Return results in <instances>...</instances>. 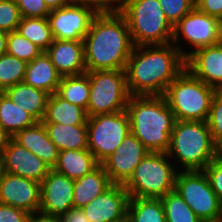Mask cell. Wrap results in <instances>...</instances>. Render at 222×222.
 <instances>
[{
  "instance_id": "4",
  "label": "cell",
  "mask_w": 222,
  "mask_h": 222,
  "mask_svg": "<svg viewBox=\"0 0 222 222\" xmlns=\"http://www.w3.org/2000/svg\"><path fill=\"white\" fill-rule=\"evenodd\" d=\"M166 153L178 162L176 167L182 166L179 171H192L204 170L221 150L214 144L206 121L176 120Z\"/></svg>"
},
{
  "instance_id": "24",
  "label": "cell",
  "mask_w": 222,
  "mask_h": 222,
  "mask_svg": "<svg viewBox=\"0 0 222 222\" xmlns=\"http://www.w3.org/2000/svg\"><path fill=\"white\" fill-rule=\"evenodd\" d=\"M4 93L11 101L29 112L37 121H42L49 94L25 83H18L6 89Z\"/></svg>"
},
{
  "instance_id": "48",
  "label": "cell",
  "mask_w": 222,
  "mask_h": 222,
  "mask_svg": "<svg viewBox=\"0 0 222 222\" xmlns=\"http://www.w3.org/2000/svg\"><path fill=\"white\" fill-rule=\"evenodd\" d=\"M116 222H131L130 219L125 216L122 220L116 221Z\"/></svg>"
},
{
  "instance_id": "18",
  "label": "cell",
  "mask_w": 222,
  "mask_h": 222,
  "mask_svg": "<svg viewBox=\"0 0 222 222\" xmlns=\"http://www.w3.org/2000/svg\"><path fill=\"white\" fill-rule=\"evenodd\" d=\"M186 69L217 91H222V42L192 52L185 59Z\"/></svg>"
},
{
  "instance_id": "5",
  "label": "cell",
  "mask_w": 222,
  "mask_h": 222,
  "mask_svg": "<svg viewBox=\"0 0 222 222\" xmlns=\"http://www.w3.org/2000/svg\"><path fill=\"white\" fill-rule=\"evenodd\" d=\"M216 92L185 68L166 88L163 97L175 120L206 121Z\"/></svg>"
},
{
  "instance_id": "15",
  "label": "cell",
  "mask_w": 222,
  "mask_h": 222,
  "mask_svg": "<svg viewBox=\"0 0 222 222\" xmlns=\"http://www.w3.org/2000/svg\"><path fill=\"white\" fill-rule=\"evenodd\" d=\"M41 184L35 180L3 172L0 179V204L39 213Z\"/></svg>"
},
{
  "instance_id": "31",
  "label": "cell",
  "mask_w": 222,
  "mask_h": 222,
  "mask_svg": "<svg viewBox=\"0 0 222 222\" xmlns=\"http://www.w3.org/2000/svg\"><path fill=\"white\" fill-rule=\"evenodd\" d=\"M166 222H203L175 190L161 198Z\"/></svg>"
},
{
  "instance_id": "36",
  "label": "cell",
  "mask_w": 222,
  "mask_h": 222,
  "mask_svg": "<svg viewBox=\"0 0 222 222\" xmlns=\"http://www.w3.org/2000/svg\"><path fill=\"white\" fill-rule=\"evenodd\" d=\"M21 18L16 0H0V31H16Z\"/></svg>"
},
{
  "instance_id": "29",
  "label": "cell",
  "mask_w": 222,
  "mask_h": 222,
  "mask_svg": "<svg viewBox=\"0 0 222 222\" xmlns=\"http://www.w3.org/2000/svg\"><path fill=\"white\" fill-rule=\"evenodd\" d=\"M56 93L64 100L87 110L90 98L88 72L62 77Z\"/></svg>"
},
{
  "instance_id": "32",
  "label": "cell",
  "mask_w": 222,
  "mask_h": 222,
  "mask_svg": "<svg viewBox=\"0 0 222 222\" xmlns=\"http://www.w3.org/2000/svg\"><path fill=\"white\" fill-rule=\"evenodd\" d=\"M26 65L25 61L7 53L0 56V92L23 82Z\"/></svg>"
},
{
  "instance_id": "1",
  "label": "cell",
  "mask_w": 222,
  "mask_h": 222,
  "mask_svg": "<svg viewBox=\"0 0 222 222\" xmlns=\"http://www.w3.org/2000/svg\"><path fill=\"white\" fill-rule=\"evenodd\" d=\"M185 68V58L172 43L134 46L125 68L129 94L163 96Z\"/></svg>"
},
{
  "instance_id": "13",
  "label": "cell",
  "mask_w": 222,
  "mask_h": 222,
  "mask_svg": "<svg viewBox=\"0 0 222 222\" xmlns=\"http://www.w3.org/2000/svg\"><path fill=\"white\" fill-rule=\"evenodd\" d=\"M149 152L138 138L129 133L101 164L113 184L124 185Z\"/></svg>"
},
{
  "instance_id": "41",
  "label": "cell",
  "mask_w": 222,
  "mask_h": 222,
  "mask_svg": "<svg viewBox=\"0 0 222 222\" xmlns=\"http://www.w3.org/2000/svg\"><path fill=\"white\" fill-rule=\"evenodd\" d=\"M195 7L222 22V0H195Z\"/></svg>"
},
{
  "instance_id": "6",
  "label": "cell",
  "mask_w": 222,
  "mask_h": 222,
  "mask_svg": "<svg viewBox=\"0 0 222 222\" xmlns=\"http://www.w3.org/2000/svg\"><path fill=\"white\" fill-rule=\"evenodd\" d=\"M167 153L149 152L124 184L129 197L162 198L175 189L178 168Z\"/></svg>"
},
{
  "instance_id": "21",
  "label": "cell",
  "mask_w": 222,
  "mask_h": 222,
  "mask_svg": "<svg viewBox=\"0 0 222 222\" xmlns=\"http://www.w3.org/2000/svg\"><path fill=\"white\" fill-rule=\"evenodd\" d=\"M62 76L51 62L46 52L27 63L23 83L36 89L56 93Z\"/></svg>"
},
{
  "instance_id": "35",
  "label": "cell",
  "mask_w": 222,
  "mask_h": 222,
  "mask_svg": "<svg viewBox=\"0 0 222 222\" xmlns=\"http://www.w3.org/2000/svg\"><path fill=\"white\" fill-rule=\"evenodd\" d=\"M166 19L175 26L195 7V0H158Z\"/></svg>"
},
{
  "instance_id": "38",
  "label": "cell",
  "mask_w": 222,
  "mask_h": 222,
  "mask_svg": "<svg viewBox=\"0 0 222 222\" xmlns=\"http://www.w3.org/2000/svg\"><path fill=\"white\" fill-rule=\"evenodd\" d=\"M21 17L46 18L51 10L44 0H16Z\"/></svg>"
},
{
  "instance_id": "42",
  "label": "cell",
  "mask_w": 222,
  "mask_h": 222,
  "mask_svg": "<svg viewBox=\"0 0 222 222\" xmlns=\"http://www.w3.org/2000/svg\"><path fill=\"white\" fill-rule=\"evenodd\" d=\"M59 218L61 222H90L81 208H71Z\"/></svg>"
},
{
  "instance_id": "16",
  "label": "cell",
  "mask_w": 222,
  "mask_h": 222,
  "mask_svg": "<svg viewBox=\"0 0 222 222\" xmlns=\"http://www.w3.org/2000/svg\"><path fill=\"white\" fill-rule=\"evenodd\" d=\"M128 201L124 185L112 184L81 209L90 222H116L127 216Z\"/></svg>"
},
{
  "instance_id": "14",
  "label": "cell",
  "mask_w": 222,
  "mask_h": 222,
  "mask_svg": "<svg viewBox=\"0 0 222 222\" xmlns=\"http://www.w3.org/2000/svg\"><path fill=\"white\" fill-rule=\"evenodd\" d=\"M39 213L60 217L73 206L74 180L54 169L41 181Z\"/></svg>"
},
{
  "instance_id": "43",
  "label": "cell",
  "mask_w": 222,
  "mask_h": 222,
  "mask_svg": "<svg viewBox=\"0 0 222 222\" xmlns=\"http://www.w3.org/2000/svg\"><path fill=\"white\" fill-rule=\"evenodd\" d=\"M28 222H61L59 217L46 216L40 213L30 215Z\"/></svg>"
},
{
  "instance_id": "2",
  "label": "cell",
  "mask_w": 222,
  "mask_h": 222,
  "mask_svg": "<svg viewBox=\"0 0 222 222\" xmlns=\"http://www.w3.org/2000/svg\"><path fill=\"white\" fill-rule=\"evenodd\" d=\"M86 71L125 70L134 44L121 13L97 14L83 39Z\"/></svg>"
},
{
  "instance_id": "47",
  "label": "cell",
  "mask_w": 222,
  "mask_h": 222,
  "mask_svg": "<svg viewBox=\"0 0 222 222\" xmlns=\"http://www.w3.org/2000/svg\"><path fill=\"white\" fill-rule=\"evenodd\" d=\"M4 170H3V162H2V156H0V179L2 177Z\"/></svg>"
},
{
  "instance_id": "11",
  "label": "cell",
  "mask_w": 222,
  "mask_h": 222,
  "mask_svg": "<svg viewBox=\"0 0 222 222\" xmlns=\"http://www.w3.org/2000/svg\"><path fill=\"white\" fill-rule=\"evenodd\" d=\"M182 35V36H181ZM181 41L193 50L186 51L180 46ZM222 42V22L208 14L200 12L194 7L175 26H173L172 44L186 59L192 52L206 46H213ZM177 44V45H176Z\"/></svg>"
},
{
  "instance_id": "37",
  "label": "cell",
  "mask_w": 222,
  "mask_h": 222,
  "mask_svg": "<svg viewBox=\"0 0 222 222\" xmlns=\"http://www.w3.org/2000/svg\"><path fill=\"white\" fill-rule=\"evenodd\" d=\"M203 171L208 177L211 188L222 204V153L214 158Z\"/></svg>"
},
{
  "instance_id": "12",
  "label": "cell",
  "mask_w": 222,
  "mask_h": 222,
  "mask_svg": "<svg viewBox=\"0 0 222 222\" xmlns=\"http://www.w3.org/2000/svg\"><path fill=\"white\" fill-rule=\"evenodd\" d=\"M97 13L78 0L58 9L47 16L54 39L83 40Z\"/></svg>"
},
{
  "instance_id": "30",
  "label": "cell",
  "mask_w": 222,
  "mask_h": 222,
  "mask_svg": "<svg viewBox=\"0 0 222 222\" xmlns=\"http://www.w3.org/2000/svg\"><path fill=\"white\" fill-rule=\"evenodd\" d=\"M17 31L43 52L49 48L54 40L47 17H22Z\"/></svg>"
},
{
  "instance_id": "26",
  "label": "cell",
  "mask_w": 222,
  "mask_h": 222,
  "mask_svg": "<svg viewBox=\"0 0 222 222\" xmlns=\"http://www.w3.org/2000/svg\"><path fill=\"white\" fill-rule=\"evenodd\" d=\"M43 124L50 140L57 146L59 152L88 149L87 125Z\"/></svg>"
},
{
  "instance_id": "20",
  "label": "cell",
  "mask_w": 222,
  "mask_h": 222,
  "mask_svg": "<svg viewBox=\"0 0 222 222\" xmlns=\"http://www.w3.org/2000/svg\"><path fill=\"white\" fill-rule=\"evenodd\" d=\"M12 139L20 146L38 156L48 164L51 169L56 165L59 150L50 140L47 130L41 121L17 132Z\"/></svg>"
},
{
  "instance_id": "8",
  "label": "cell",
  "mask_w": 222,
  "mask_h": 222,
  "mask_svg": "<svg viewBox=\"0 0 222 222\" xmlns=\"http://www.w3.org/2000/svg\"><path fill=\"white\" fill-rule=\"evenodd\" d=\"M90 98L88 117L126 110L130 94L125 70H96L88 72Z\"/></svg>"
},
{
  "instance_id": "17",
  "label": "cell",
  "mask_w": 222,
  "mask_h": 222,
  "mask_svg": "<svg viewBox=\"0 0 222 222\" xmlns=\"http://www.w3.org/2000/svg\"><path fill=\"white\" fill-rule=\"evenodd\" d=\"M4 172L35 180L39 183L51 168L31 151L20 146L12 138L8 141L2 155Z\"/></svg>"
},
{
  "instance_id": "25",
  "label": "cell",
  "mask_w": 222,
  "mask_h": 222,
  "mask_svg": "<svg viewBox=\"0 0 222 222\" xmlns=\"http://www.w3.org/2000/svg\"><path fill=\"white\" fill-rule=\"evenodd\" d=\"M100 163L88 149L60 151L53 167L70 179H78L94 170Z\"/></svg>"
},
{
  "instance_id": "7",
  "label": "cell",
  "mask_w": 222,
  "mask_h": 222,
  "mask_svg": "<svg viewBox=\"0 0 222 222\" xmlns=\"http://www.w3.org/2000/svg\"><path fill=\"white\" fill-rule=\"evenodd\" d=\"M121 14L128 23L134 46L172 42L173 26L166 19L158 0H129Z\"/></svg>"
},
{
  "instance_id": "10",
  "label": "cell",
  "mask_w": 222,
  "mask_h": 222,
  "mask_svg": "<svg viewBox=\"0 0 222 222\" xmlns=\"http://www.w3.org/2000/svg\"><path fill=\"white\" fill-rule=\"evenodd\" d=\"M131 133L130 120L126 110L88 117V150L101 164Z\"/></svg>"
},
{
  "instance_id": "40",
  "label": "cell",
  "mask_w": 222,
  "mask_h": 222,
  "mask_svg": "<svg viewBox=\"0 0 222 222\" xmlns=\"http://www.w3.org/2000/svg\"><path fill=\"white\" fill-rule=\"evenodd\" d=\"M30 215L22 209L0 204V222H28Z\"/></svg>"
},
{
  "instance_id": "28",
  "label": "cell",
  "mask_w": 222,
  "mask_h": 222,
  "mask_svg": "<svg viewBox=\"0 0 222 222\" xmlns=\"http://www.w3.org/2000/svg\"><path fill=\"white\" fill-rule=\"evenodd\" d=\"M127 217L131 222H166L161 198L129 197Z\"/></svg>"
},
{
  "instance_id": "23",
  "label": "cell",
  "mask_w": 222,
  "mask_h": 222,
  "mask_svg": "<svg viewBox=\"0 0 222 222\" xmlns=\"http://www.w3.org/2000/svg\"><path fill=\"white\" fill-rule=\"evenodd\" d=\"M87 121L88 115L85 109L64 100L57 93L49 95L42 123L87 125Z\"/></svg>"
},
{
  "instance_id": "34",
  "label": "cell",
  "mask_w": 222,
  "mask_h": 222,
  "mask_svg": "<svg viewBox=\"0 0 222 222\" xmlns=\"http://www.w3.org/2000/svg\"><path fill=\"white\" fill-rule=\"evenodd\" d=\"M206 122L214 144L222 151V91L215 93Z\"/></svg>"
},
{
  "instance_id": "45",
  "label": "cell",
  "mask_w": 222,
  "mask_h": 222,
  "mask_svg": "<svg viewBox=\"0 0 222 222\" xmlns=\"http://www.w3.org/2000/svg\"><path fill=\"white\" fill-rule=\"evenodd\" d=\"M12 137L4 130V128L0 125V156L3 155V151L7 146L8 141Z\"/></svg>"
},
{
  "instance_id": "9",
  "label": "cell",
  "mask_w": 222,
  "mask_h": 222,
  "mask_svg": "<svg viewBox=\"0 0 222 222\" xmlns=\"http://www.w3.org/2000/svg\"><path fill=\"white\" fill-rule=\"evenodd\" d=\"M175 191L203 222L222 219V204L203 170L178 171Z\"/></svg>"
},
{
  "instance_id": "19",
  "label": "cell",
  "mask_w": 222,
  "mask_h": 222,
  "mask_svg": "<svg viewBox=\"0 0 222 222\" xmlns=\"http://www.w3.org/2000/svg\"><path fill=\"white\" fill-rule=\"evenodd\" d=\"M45 52L62 77L76 76L87 72L83 40L54 39Z\"/></svg>"
},
{
  "instance_id": "22",
  "label": "cell",
  "mask_w": 222,
  "mask_h": 222,
  "mask_svg": "<svg viewBox=\"0 0 222 222\" xmlns=\"http://www.w3.org/2000/svg\"><path fill=\"white\" fill-rule=\"evenodd\" d=\"M113 183L102 164L81 178L74 180L73 206L82 208L105 192Z\"/></svg>"
},
{
  "instance_id": "3",
  "label": "cell",
  "mask_w": 222,
  "mask_h": 222,
  "mask_svg": "<svg viewBox=\"0 0 222 222\" xmlns=\"http://www.w3.org/2000/svg\"><path fill=\"white\" fill-rule=\"evenodd\" d=\"M126 111L131 133L150 152L166 153L175 124L174 113L163 96H130Z\"/></svg>"
},
{
  "instance_id": "49",
  "label": "cell",
  "mask_w": 222,
  "mask_h": 222,
  "mask_svg": "<svg viewBox=\"0 0 222 222\" xmlns=\"http://www.w3.org/2000/svg\"><path fill=\"white\" fill-rule=\"evenodd\" d=\"M210 222H222V220H218V221H210Z\"/></svg>"
},
{
  "instance_id": "46",
  "label": "cell",
  "mask_w": 222,
  "mask_h": 222,
  "mask_svg": "<svg viewBox=\"0 0 222 222\" xmlns=\"http://www.w3.org/2000/svg\"><path fill=\"white\" fill-rule=\"evenodd\" d=\"M7 37L8 32L0 31V56L7 52Z\"/></svg>"
},
{
  "instance_id": "44",
  "label": "cell",
  "mask_w": 222,
  "mask_h": 222,
  "mask_svg": "<svg viewBox=\"0 0 222 222\" xmlns=\"http://www.w3.org/2000/svg\"><path fill=\"white\" fill-rule=\"evenodd\" d=\"M50 10L71 4L74 0H44Z\"/></svg>"
},
{
  "instance_id": "27",
  "label": "cell",
  "mask_w": 222,
  "mask_h": 222,
  "mask_svg": "<svg viewBox=\"0 0 222 222\" xmlns=\"http://www.w3.org/2000/svg\"><path fill=\"white\" fill-rule=\"evenodd\" d=\"M36 122L38 121L29 112L14 104L4 92H0V125L11 137Z\"/></svg>"
},
{
  "instance_id": "33",
  "label": "cell",
  "mask_w": 222,
  "mask_h": 222,
  "mask_svg": "<svg viewBox=\"0 0 222 222\" xmlns=\"http://www.w3.org/2000/svg\"><path fill=\"white\" fill-rule=\"evenodd\" d=\"M42 52L38 46L23 37L17 30L8 32L7 54L29 63Z\"/></svg>"
},
{
  "instance_id": "39",
  "label": "cell",
  "mask_w": 222,
  "mask_h": 222,
  "mask_svg": "<svg viewBox=\"0 0 222 222\" xmlns=\"http://www.w3.org/2000/svg\"><path fill=\"white\" fill-rule=\"evenodd\" d=\"M87 7L92 8L97 14L122 13L129 0H78Z\"/></svg>"
}]
</instances>
